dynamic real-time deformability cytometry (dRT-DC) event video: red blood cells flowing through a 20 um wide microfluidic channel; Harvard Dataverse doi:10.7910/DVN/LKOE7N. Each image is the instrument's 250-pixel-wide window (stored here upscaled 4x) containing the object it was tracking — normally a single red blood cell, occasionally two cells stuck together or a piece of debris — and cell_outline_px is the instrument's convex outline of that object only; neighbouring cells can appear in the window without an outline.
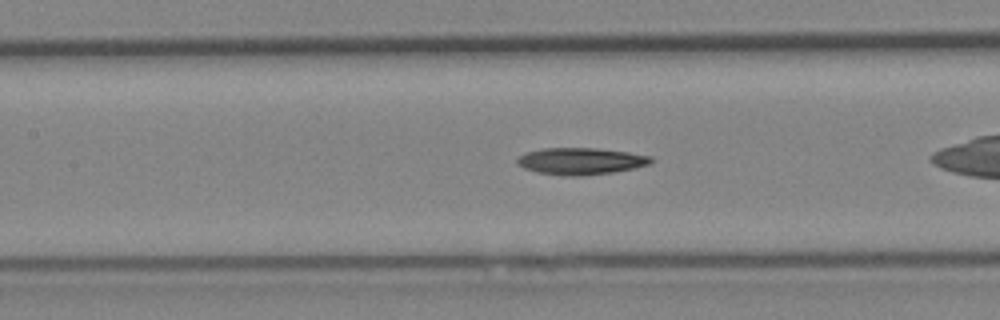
{"species": "Egyptian fruit bat (a non-hibernating species)", "species_latin": "Rousettus aegyptiacus", "temperature_condition": "cold", "stored_images_in_passage": 45, "camera_frame_rate_fps": 3000, "um_per_image_px": 0.085, "animal": {"sex": "female"}, "frame": {"image": 1, "passage_image": 19, "time_ms": 6.0, "image_size_px": [1000, 320], "cell_outline_px": [[652, 160], [648, 164], [636, 168], [612, 172], [580, 176], [564, 176], [536, 172], [524, 168], [516, 164], [516, 160], [520, 156], [528, 152], [544, 148], [596, 148], [628, 152], [652, 156]], "centroid_in_image_um": [49.35, 13.7], "position_along_channel_um": 158.0, "area_um2": 20.87}}
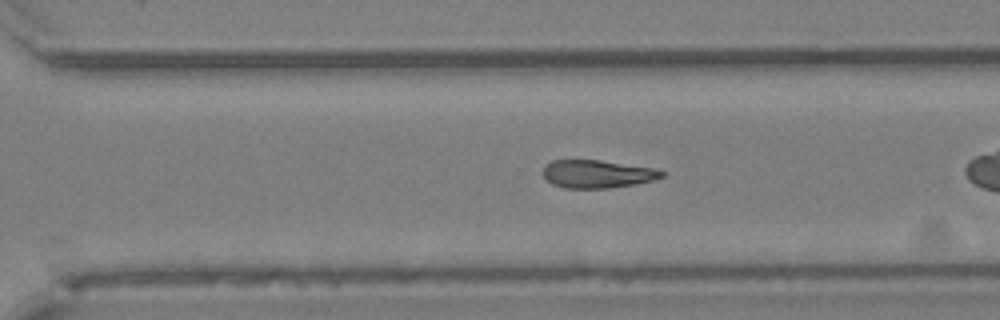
{"frame": {"image": 2, "passage_image": 30, "time_ms": 9.667, "image_size_px": [1000, 320], "cell_outline_px": [[664, 176], [652, 180], [636, 184], [608, 188], [564, 188], [552, 184], [544, 176], [544, 164], [552, 160], [600, 160], [652, 168], [664, 172]], "centroid_in_image_um": [50.73, 14.79], "position_along_channel_um": 319.9, "area_um2": 19.19}}
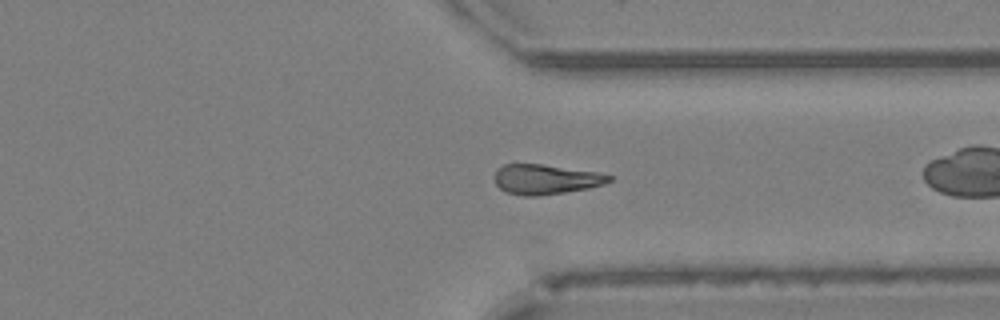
{"frame": {"image": 3, "passage_image": 33, "time_ms": 10.667, "image_size_px": [1000, 320], "cell_outline_px": [[612, 180], [604, 184], [588, 188], [564, 192], [536, 196], [524, 196], [504, 192], [496, 184], [496, 168], [504, 164], [544, 164], [596, 172], [612, 176]], "centroid_in_image_um": [46.37, 15.24], "position_along_channel_um": 365.0, "area_um2": 19.88}}